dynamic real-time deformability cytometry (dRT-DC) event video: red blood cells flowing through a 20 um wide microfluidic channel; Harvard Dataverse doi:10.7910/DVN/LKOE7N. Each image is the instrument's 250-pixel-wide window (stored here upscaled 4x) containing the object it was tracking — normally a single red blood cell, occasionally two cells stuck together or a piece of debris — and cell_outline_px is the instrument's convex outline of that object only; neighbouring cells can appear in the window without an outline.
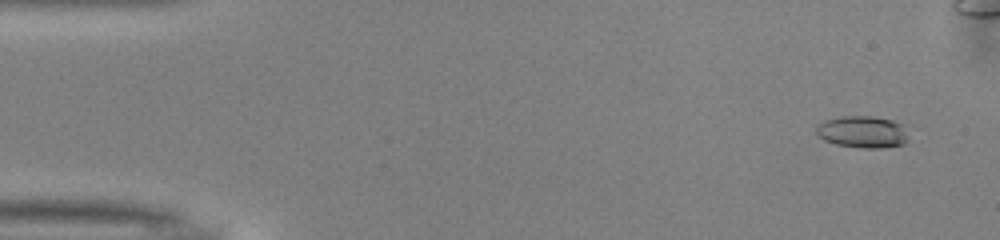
{"species": "common noctule bat (a hibernating species)", "species_latin": "Nyctalus noctula", "temperature_condition": "warm", "stored_images_in_passage": 43, "camera_frame_rate_fps": 3000, "um_per_image_px": 0.085, "animal": {"sex": "male", "body_mass_g": 13.0, "forearm_length_mm": 53.1}, "frame": {"image": 1, "passage_image": 4, "time_ms": 1.0, "image_size_px": [1000, 240], "cell_outline_px": [[908, 140], [904, 144], [880, 148], [860, 148], [836, 144], [824, 140], [816, 132], [816, 128], [824, 120], [844, 116], [872, 116], [892, 120], [900, 124]], "centroid_in_image_um": [73.29, 11.22], "position_along_channel_um": 11.7, "area_um2": 16.88}}
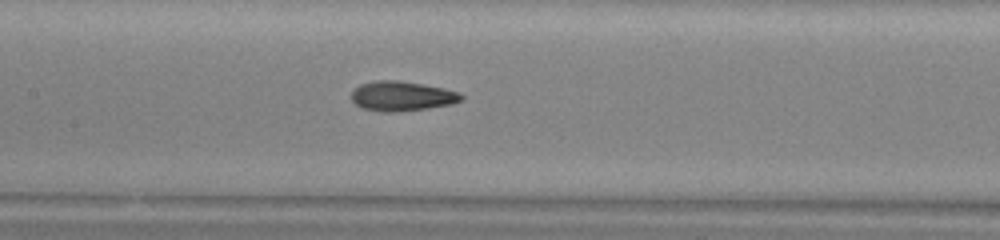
{"frame": {"image": 2, "passage_image": 25, "time_ms": 8.0, "image_size_px": [1000, 240], "cell_outline_px": [[464, 100], [452, 104], [428, 108], [388, 112], [364, 108], [356, 104], [352, 100], [352, 92], [360, 84], [376, 80], [396, 80], [444, 88], [460, 92], [464, 96]], "centroid_in_image_um": [34.21, 8.16], "position_along_channel_um": 173.2, "area_um2": 18.79}}
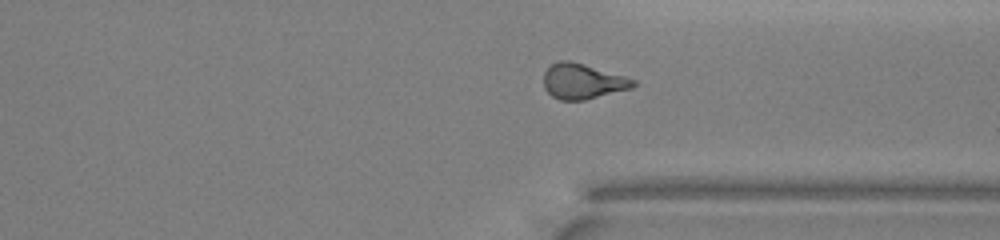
{"frame": {"image": 3, "passage_image": 39, "time_ms": 12.667, "image_size_px": [1000, 240], "cell_outline_px": [[636, 84], [632, 88], [584, 100], [560, 100], [552, 96], [544, 88], [544, 72], [552, 64], [560, 60], [568, 60], [584, 64], [624, 76], [636, 80]], "centroid_in_image_um": [49.51, 6.91], "position_along_channel_um": 361.9, "area_um2": 18.26}}